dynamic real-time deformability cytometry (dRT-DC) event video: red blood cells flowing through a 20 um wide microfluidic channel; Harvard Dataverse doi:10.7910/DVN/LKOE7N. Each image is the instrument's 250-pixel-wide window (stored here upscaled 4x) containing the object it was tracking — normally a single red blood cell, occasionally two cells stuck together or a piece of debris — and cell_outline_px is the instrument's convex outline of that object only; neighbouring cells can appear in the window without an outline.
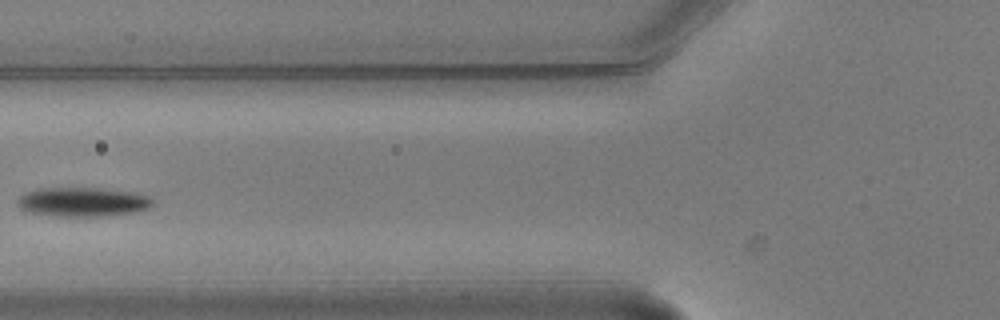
{"species": "common noctule bat (a hibernating species)", "species_latin": "Nyctalus noctula", "temperature_condition": "warm", "stored_images_in_passage": 5, "camera_frame_rate_fps": 3000, "um_per_image_px": 0.085, "animal": {"sex": "male", "body_mass_g": 20.5, "forearm_length_mm": 52.5}, "frame": {"image": 1, "passage_image": 4, "time_ms": 1.0, "image_size_px": [1000, 320], "cell_outline_px": [[152, 204], [148, 208], [132, 212], [108, 216], [56, 216], [32, 212], [20, 208], [16, 204], [16, 200], [24, 192], [36, 188], [100, 188], [136, 192], [152, 196]], "centroid_in_image_um": [7.03, 17.15], "position_along_channel_um": 118.8, "area_um2": 23.18}}
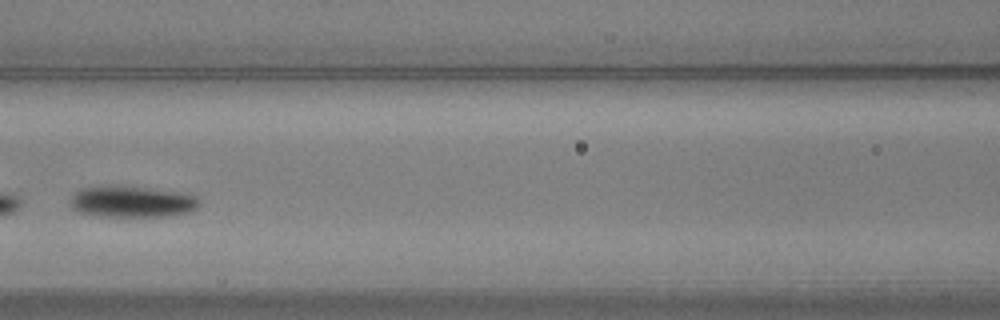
{"frame": {"image": 2, "passage_image": 5, "time_ms": 1.333, "image_size_px": [1000, 320], "cell_outline_px": [[200, 204], [192, 212], [172, 216], [96, 216], [76, 212], [72, 208], [72, 196], [80, 188], [144, 188], [176, 192], [196, 196], [200, 200]], "centroid_in_image_um": [11.27, 17.2], "position_along_channel_um": 155.3, "area_um2": 22.83}}